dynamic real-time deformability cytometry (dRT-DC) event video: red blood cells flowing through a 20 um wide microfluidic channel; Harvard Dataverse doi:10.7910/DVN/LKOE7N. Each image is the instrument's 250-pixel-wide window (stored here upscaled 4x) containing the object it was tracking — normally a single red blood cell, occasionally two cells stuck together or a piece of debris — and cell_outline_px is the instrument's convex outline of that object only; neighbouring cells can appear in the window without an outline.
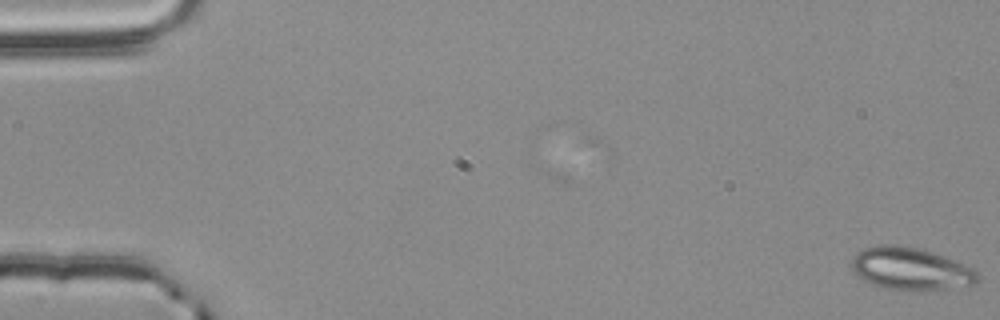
{"species": "common noctule bat (a hibernating species)", "species_latin": "Nyctalus noctula", "temperature_condition": "room temperature", "stored_images_in_passage": 45, "camera_frame_rate_fps": 3000, "um_per_image_px": 0.085, "animal": {"sex": "male", "body_mass_g": 20.4}, "frame": {"image": 1, "passage_image": 1, "time_ms": 0.0, "image_size_px": [1000, 320], "cell_outline_px": [[980, 280], [976, 284], [924, 292], [908, 292], [884, 288], [872, 284], [864, 280], [852, 268], [852, 256], [856, 252], [864, 248], [884, 244], [900, 244], [932, 252], [944, 256], [964, 264], [972, 268], [980, 276]], "centroid_in_image_um": [77.43, 22.87], "position_along_channel_um": 7.6, "area_um2": 31.67}}
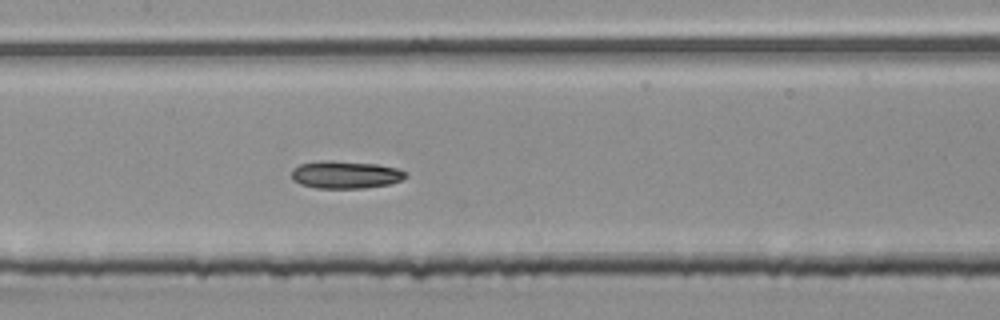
{"frame": {"image": 2, "passage_image": 28, "time_ms": 9.0, "image_size_px": [1000, 320], "cell_outline_px": [[408, 176], [392, 184], [364, 188], [316, 188], [300, 184], [292, 180], [292, 168], [300, 164], [320, 160], [332, 160], [376, 164], [396, 168], [408, 172]], "centroid_in_image_um": [29.36, 14.84], "position_along_channel_um": 178.0, "area_um2": 18.55}}
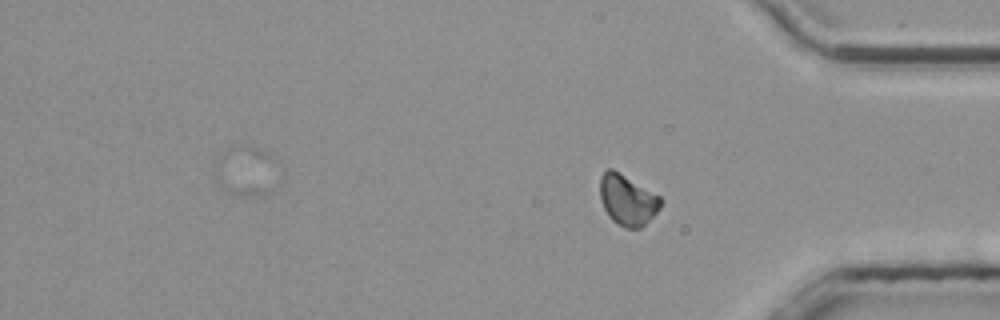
{"frame": {"image": 3, "passage_image": 45, "time_ms": 14.667, "image_size_px": [1000, 320], "cell_outline_px": [[664, 200], [660, 208], [640, 228], [628, 228], [612, 220], [608, 216], [604, 208], [600, 196], [600, 176], [608, 168], [612, 168], [660, 196]], "centroid_in_image_um": [53.33, 16.98], "position_along_channel_um": 381.9, "area_um2": 17.69}, "authors_computed_cell_mechanics": {"area_um2": 19.1896, "velocity_mm_per_s": 3.7872, "shape_relaxation_time_tau1_ms": 5.0637, "shape_relaxation_time_tau2_ms": null, "deformation_change_tau1": 0.1234, "deformation_change_tau2": null}}